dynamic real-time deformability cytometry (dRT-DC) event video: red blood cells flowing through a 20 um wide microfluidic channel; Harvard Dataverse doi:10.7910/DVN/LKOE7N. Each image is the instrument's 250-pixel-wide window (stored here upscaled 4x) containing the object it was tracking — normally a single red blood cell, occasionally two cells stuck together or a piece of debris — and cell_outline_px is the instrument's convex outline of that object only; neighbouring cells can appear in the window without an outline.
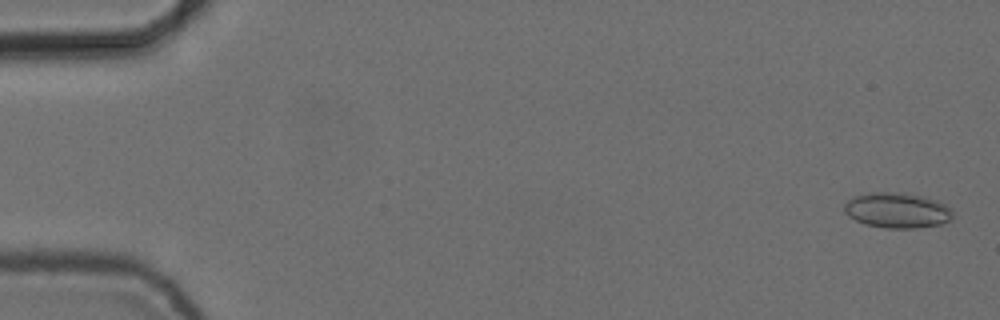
{"species": "common noctule bat (a hibernating species)", "species_latin": "Nyctalus noctula", "temperature_condition": "cold", "stored_images_in_passage": 5, "camera_frame_rate_fps": 3000, "um_per_image_px": 0.085, "animal": {"sex": "female", "body_mass_g": 24.6, "forearm_length_mm": 56.2}, "frame": {"image": 1, "passage_image": 1, "time_ms": 0.0, "image_size_px": [1000, 320], "cell_outline_px": [[952, 216], [948, 220], [940, 224], [916, 228], [888, 228], [868, 224], [856, 220], [848, 216], [844, 212], [844, 204], [848, 200], [856, 196], [868, 192], [900, 192], [924, 196], [940, 200], [952, 208]], "centroid_in_image_um": [76.28, 17.85], "position_along_channel_um": 8.7, "area_um2": 22.43}}